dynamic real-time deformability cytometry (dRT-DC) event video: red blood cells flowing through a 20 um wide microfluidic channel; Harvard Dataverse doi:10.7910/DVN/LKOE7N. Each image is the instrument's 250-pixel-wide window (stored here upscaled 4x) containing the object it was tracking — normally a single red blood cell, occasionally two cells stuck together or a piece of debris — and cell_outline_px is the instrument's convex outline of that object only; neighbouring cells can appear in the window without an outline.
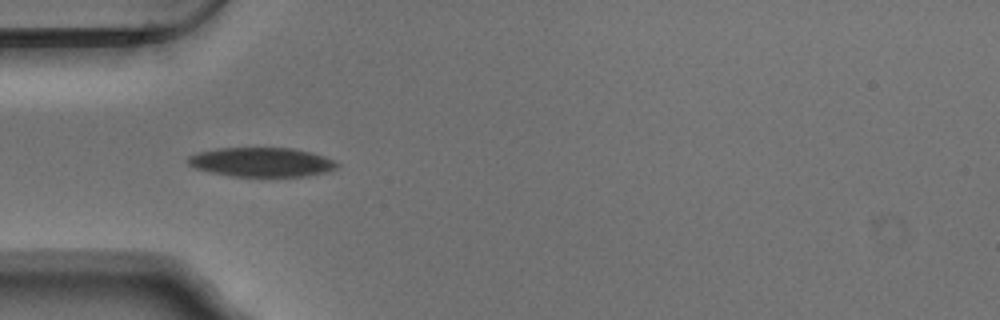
{"species": "Egyptian fruit bat (a non-hibernating species)", "species_latin": "Rousettus aegyptiacus", "temperature_condition": "warm", "stored_images_in_passage": 38, "camera_frame_rate_fps": 3000, "um_per_image_px": 0.085, "animal": {"sex": "male"}, "frame": {"image": 1, "passage_image": 1, "time_ms": 0.0, "image_size_px": [1000, 320], "cell_outline_px": [[340, 164], [336, 168], [328, 172], [308, 176], [232, 176], [212, 172], [196, 168], [188, 164], [188, 156], [196, 152], [216, 148], [292, 148], [312, 152], [324, 156]], "centroid_in_image_um": [22.25, 13.77], "position_along_channel_um": 62.8, "area_um2": 25.43}}
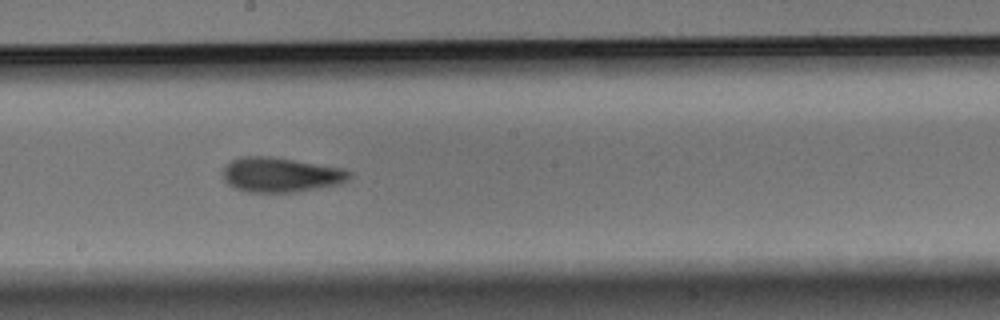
{"frame": {"image": 2, "passage_image": 14, "time_ms": 4.333, "image_size_px": [1000, 320], "cell_outline_px": [[352, 176], [348, 180], [340, 184], [296, 192], [248, 192], [232, 188], [224, 180], [220, 172], [224, 164], [240, 156], [272, 156], [344, 168], [352, 172]], "centroid_in_image_um": [23.82, 14.85], "position_along_channel_um": 224.4, "area_um2": 26.18}}
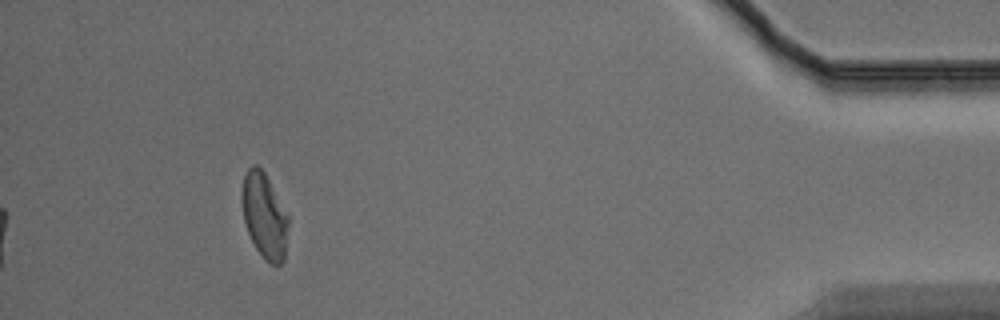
{"frame": {"image": 3, "passage_image": 34, "time_ms": 11.0, "image_size_px": [1000, 320], "cell_outline_px": [[288, 224], [284, 260], [280, 264], [268, 264], [264, 260], [256, 248], [248, 232], [244, 220], [240, 200], [240, 192], [244, 176], [248, 168], [252, 164], [256, 164], [264, 172], [288, 216]], "centroid_in_image_um": [22.44, 18.34], "position_along_channel_um": 412.8, "area_um2": 23.0}, "authors_computed_cell_mechanics": {"area_um2": 24.6228, "velocity_mm_per_s": 3.7407, "shape_relaxation_time_tau1_ms": null, "shape_relaxation_time_tau2_ms": 3.2273, "deformation_change_tau1": null, "deformation_change_tau2": 0.1092}}